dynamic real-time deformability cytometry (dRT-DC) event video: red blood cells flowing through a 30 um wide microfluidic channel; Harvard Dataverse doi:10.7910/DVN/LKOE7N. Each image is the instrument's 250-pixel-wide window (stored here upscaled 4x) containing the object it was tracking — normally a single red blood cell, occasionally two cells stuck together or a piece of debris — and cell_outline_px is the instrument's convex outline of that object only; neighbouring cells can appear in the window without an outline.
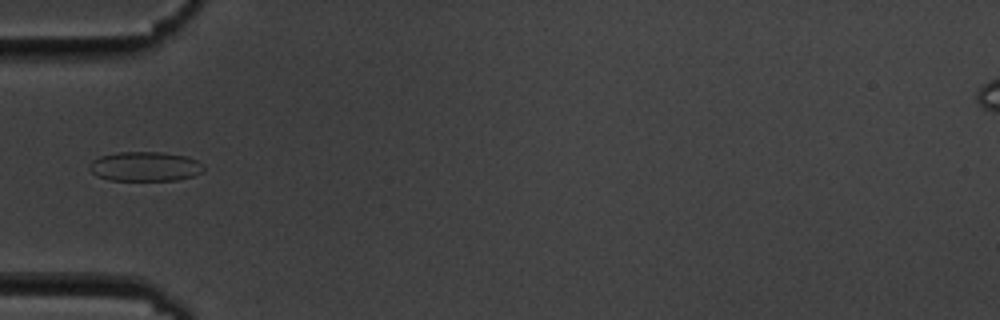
{"species": "common noctule bat (a hibernating species)", "species_latin": "Nyctalus noctula", "temperature_condition": "cold", "stored_images_in_passage": 11, "camera_frame_rate_fps": 3000, "um_per_image_px": 0.085, "animal": {"sex": "male", "body_mass_g": 19.5, "forearm_length_mm": 54.6}, "frame": {"image": 1, "passage_image": 1, "time_ms": 0.0, "image_size_px": [1000, 320], "cell_outline_px": [[204, 172], [196, 176], [176, 180], [108, 180], [96, 176], [88, 168], [88, 164], [92, 160], [100, 156], [120, 152], [164, 152], [188, 156], [204, 164]], "centroid_in_image_um": [12.36, 14.15], "position_along_channel_um": 72.6, "area_um2": 20.0}}
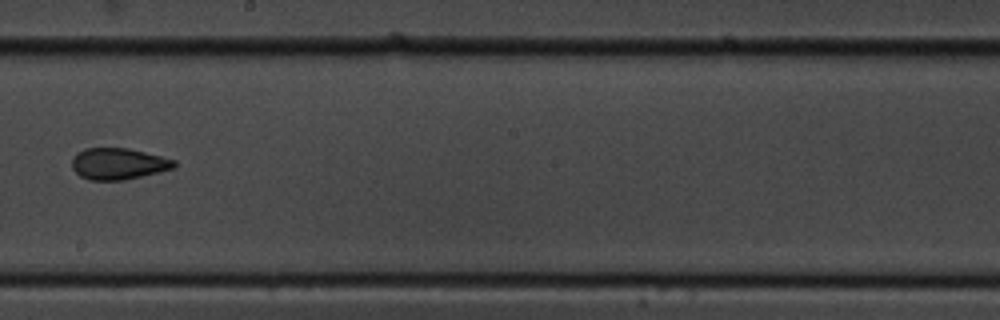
{"frame": {"image": 2, "passage_image": 5, "time_ms": 4.667, "image_size_px": [1000, 320], "cell_outline_px": [[176, 168], [124, 180], [88, 180], [80, 176], [72, 168], [72, 156], [76, 152], [84, 148], [128, 148], [176, 160]], "centroid_in_image_um": [10.04, 13.92], "position_along_channel_um": 238.2, "area_um2": 18.84}}
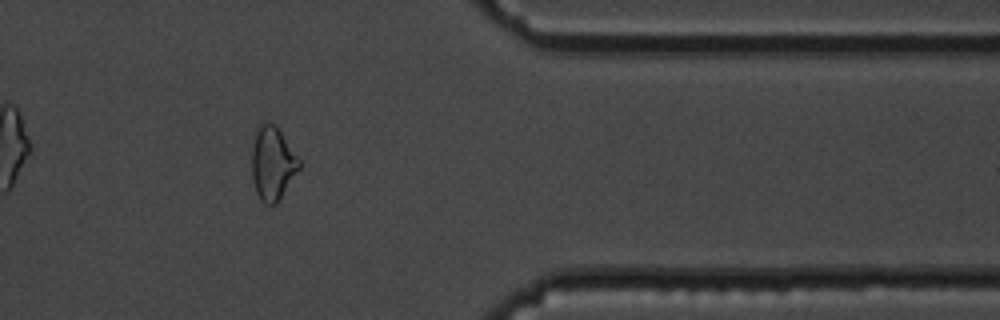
{"frame": {"image": 3, "passage_image": 9, "time_ms": 9.333, "image_size_px": [1000, 320], "cell_outline_px": [[300, 168], [276, 204], [264, 204], [260, 200], [256, 192], [252, 176], [252, 148], [256, 124], [264, 120], [272, 124], [280, 132], [300, 160]], "centroid_in_image_um": [23.13, 13.87], "position_along_channel_um": 388.3, "area_um2": 20.23}, "authors_computed_cell_mechanics": {"area_um2": 19.3052, "velocity_mm_per_s": 3.5499, "shape_relaxation_time_tau1_ms": 4.4596, "shape_relaxation_time_tau2_ms": null, "deformation_change_tau1": 0.0946, "deformation_change_tau2": null}}